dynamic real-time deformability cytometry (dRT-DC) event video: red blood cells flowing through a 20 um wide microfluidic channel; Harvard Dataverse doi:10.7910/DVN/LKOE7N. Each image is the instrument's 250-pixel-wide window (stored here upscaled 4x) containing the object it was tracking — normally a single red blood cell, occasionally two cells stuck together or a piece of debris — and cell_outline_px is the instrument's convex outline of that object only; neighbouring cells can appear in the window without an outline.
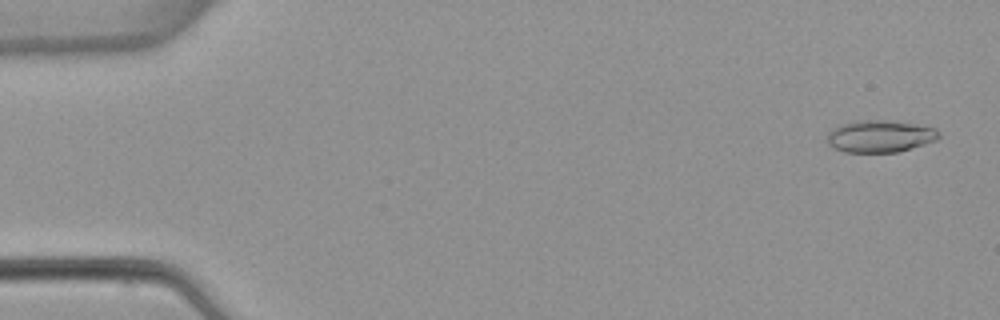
{"species": "common noctule bat (a hibernating species)", "species_latin": "Nyctalus noctula", "temperature_condition": "warm", "stored_images_in_passage": 5, "camera_frame_rate_fps": 3000, "um_per_image_px": 0.085, "animal": {"sex": "female", "body_mass_g": 22.7, "forearm_length_mm": 54.2}, "frame": {"image": 1, "passage_image": 1, "time_ms": 0.0, "image_size_px": [1000, 320], "cell_outline_px": [[940, 136], [936, 140], [924, 144], [896, 152], [844, 152], [832, 148], [828, 144], [828, 132], [832, 128], [840, 124], [852, 120], [888, 120], [916, 124], [936, 128], [940, 132]], "centroid_in_image_um": [74.77, 11.57], "position_along_channel_um": 10.2, "area_um2": 21.1}}
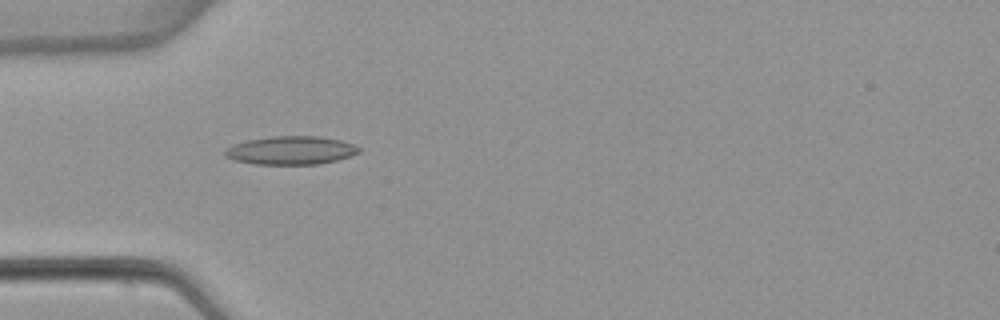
{"frame": {"image": 2, "passage_image": 4, "time_ms": 4.667, "image_size_px": [1000, 320], "cell_outline_px": [[360, 152], [336, 160], [316, 164], [256, 164], [236, 160], [224, 156], [224, 152], [232, 144], [248, 140], [272, 136], [320, 136], [340, 140], [352, 144], [360, 148]], "centroid_in_image_um": [24.71, 12.77], "position_along_channel_um": 60.3, "area_um2": 21.91}}
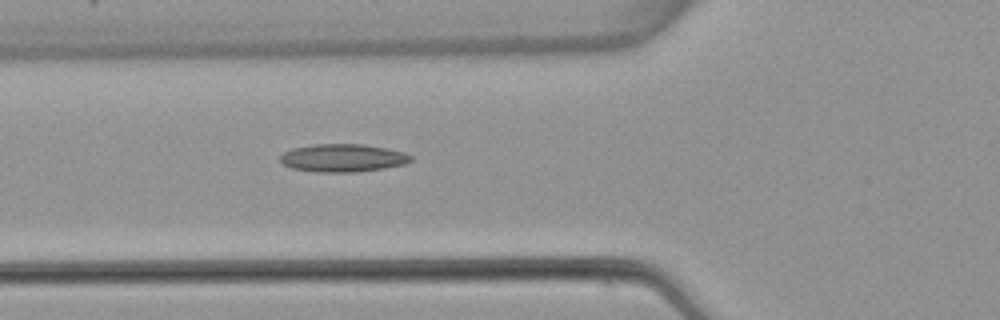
{"frame": {"image": 3, "passage_image": 5, "time_ms": 5.667, "image_size_px": [1000, 320], "cell_outline_px": [[412, 160], [404, 164], [384, 168], [356, 172], [316, 172], [292, 168], [284, 164], [280, 160], [280, 156], [284, 152], [292, 148], [312, 144], [364, 144], [388, 148], [404, 152], [412, 156]], "centroid_in_image_um": [29.15, 13.42], "position_along_channel_um": 96.7, "area_um2": 21.33}}